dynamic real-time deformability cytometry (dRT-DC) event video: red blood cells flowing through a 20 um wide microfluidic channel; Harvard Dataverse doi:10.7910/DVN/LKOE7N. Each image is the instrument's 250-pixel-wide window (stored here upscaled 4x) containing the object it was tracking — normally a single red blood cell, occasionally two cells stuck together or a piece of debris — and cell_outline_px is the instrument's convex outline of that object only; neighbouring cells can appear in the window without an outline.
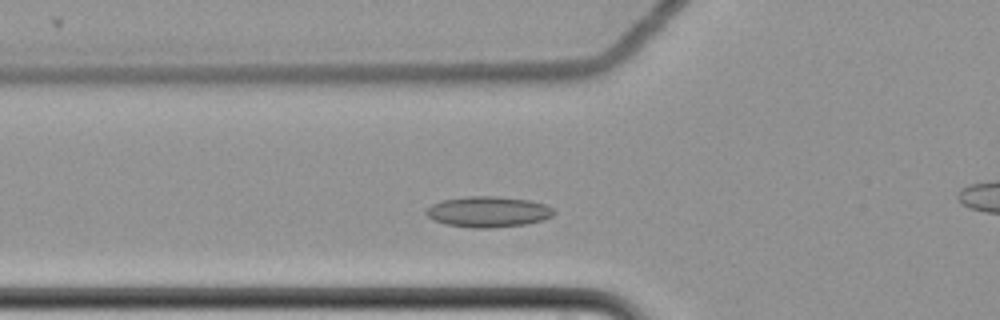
{"species": "common noctule bat (a hibernating species)", "species_latin": "Nyctalus noctula", "temperature_condition": "cold", "stored_images_in_passage": 56, "camera_frame_rate_fps": 3000, "um_per_image_px": 0.085, "animal": {"sex": "female", "body_mass_g": 22.7, "forearm_length_mm": 54.2}, "frame": {"image": 1, "passage_image": 17, "time_ms": 5.333, "image_size_px": [1000, 320], "cell_outline_px": [[556, 212], [552, 216], [544, 220], [524, 224], [492, 228], [472, 228], [448, 224], [436, 220], [428, 216], [424, 212], [432, 204], [444, 200], [468, 196], [496, 196], [532, 200], [544, 204], [552, 208]], "centroid_in_image_um": [41.54, 17.99], "position_along_channel_um": 84.3, "area_um2": 22.77}}
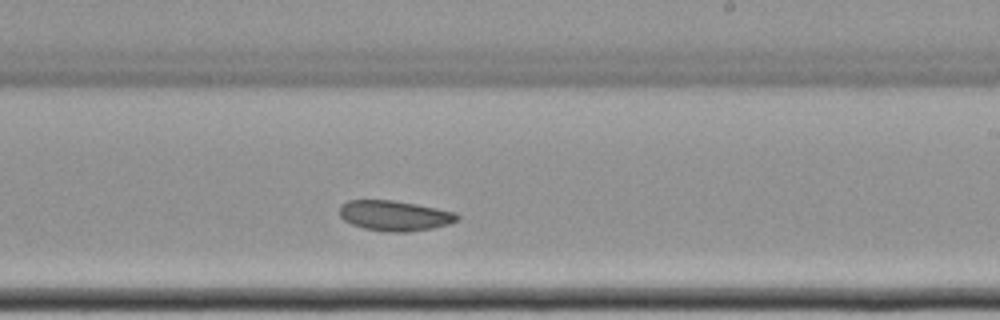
{"frame": {"image": 2, "passage_image": 32, "time_ms": 10.333, "image_size_px": [1000, 320], "cell_outline_px": [[460, 216], [456, 220], [448, 224], [432, 228], [408, 232], [388, 232], [364, 228], [352, 224], [344, 220], [340, 216], [340, 204], [348, 200], [392, 200], [416, 204], [456, 212]], "centroid_in_image_um": [33.53, 18.33], "position_along_channel_um": 255.5, "area_um2": 20.69}}
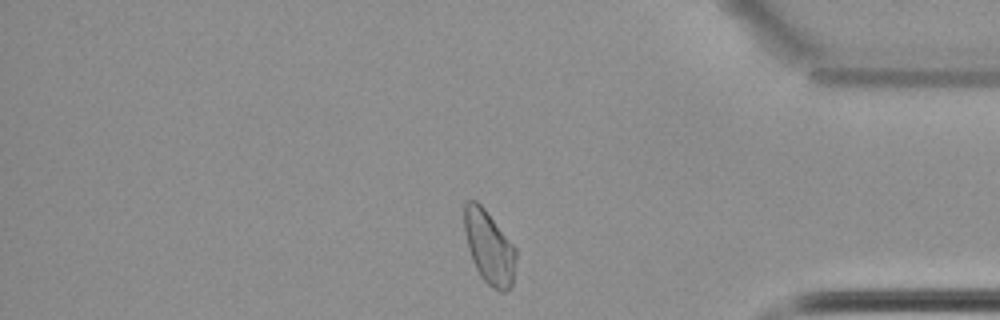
{"frame": {"image": 3, "passage_image": 46, "time_ms": 15.0, "image_size_px": [1000, 320], "cell_outline_px": [[516, 260], [512, 284], [504, 292], [500, 292], [492, 288], [480, 276], [472, 260], [468, 248], [464, 232], [464, 204], [468, 200], [476, 200], [484, 208], [516, 248]], "centroid_in_image_um": [41.56, 21.02], "position_along_channel_um": 393.6, "area_um2": 22.02}, "authors_computed_cell_mechanics": {"area_um2": 21.8773, "velocity_mm_per_s": 3.436, "shape_relaxation_time_tau1_ms": null, "shape_relaxation_time_tau2_ms": 9.5707, "deformation_change_tau1": null, "deformation_change_tau2": 0.1184}}